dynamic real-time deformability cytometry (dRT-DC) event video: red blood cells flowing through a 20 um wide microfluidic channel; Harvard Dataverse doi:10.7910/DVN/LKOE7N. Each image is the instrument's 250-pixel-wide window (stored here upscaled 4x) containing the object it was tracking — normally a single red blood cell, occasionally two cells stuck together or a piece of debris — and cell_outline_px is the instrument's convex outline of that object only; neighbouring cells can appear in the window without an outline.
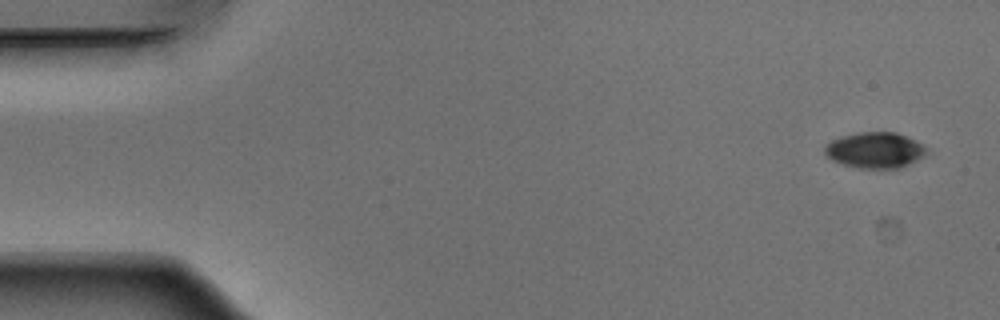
{"species": "Egyptian fruit bat (a non-hibernating species)", "species_latin": "Rousettus aegyptiacus", "temperature_condition": "warm", "stored_images_in_passage": 52, "camera_frame_rate_fps": 3000, "um_per_image_px": 0.085, "animal": {"sex": "male"}, "frame": {"image": 1, "passage_image": 1, "time_ms": 0.0, "image_size_px": [1000, 320], "cell_outline_px": [[924, 152], [920, 156], [896, 168], [860, 168], [844, 164], [832, 160], [824, 152], [824, 144], [840, 136], [860, 132], [896, 132], [920, 144], [924, 148]], "centroid_in_image_um": [74.24, 12.74], "position_along_channel_um": 10.8, "area_um2": 20.46}}
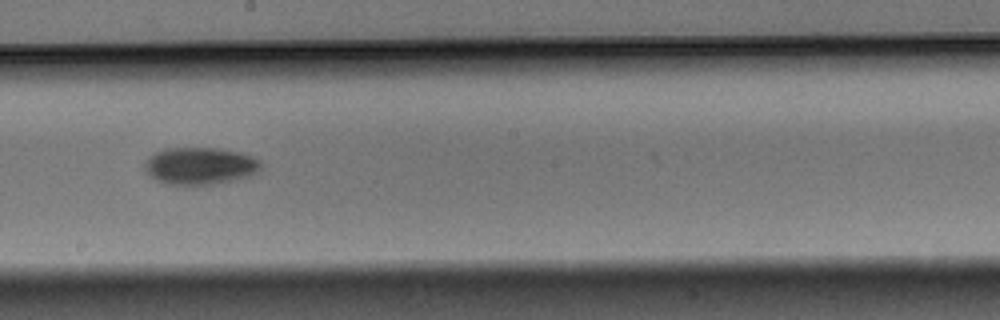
{"frame": {"image": 2, "passage_image": 28, "time_ms": 9.0, "image_size_px": [1000, 320], "cell_outline_px": [[264, 164], [260, 172], [252, 176], [236, 180], [212, 184], [168, 184], [156, 180], [144, 172], [144, 164], [156, 152], [164, 148], [216, 148], [240, 152], [252, 156], [260, 160]], "centroid_in_image_um": [17.07, 14.1], "position_along_channel_um": 231.1, "area_um2": 25.43}}
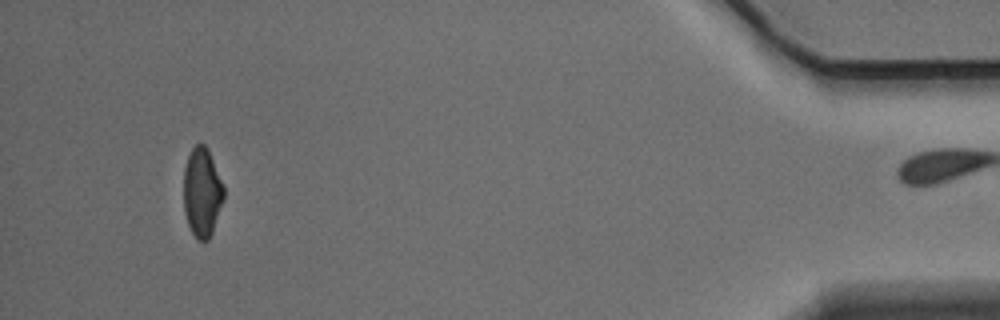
{"frame": {"image": 3, "passage_image": 48, "time_ms": 15.667, "image_size_px": [1000, 320], "cell_outline_px": [[224, 200], [212, 232], [208, 240], [196, 240], [188, 224], [184, 212], [184, 168], [188, 156], [192, 148], [196, 144], [204, 144], [208, 148], [224, 184]], "centroid_in_image_um": [17.19, 16.34], "position_along_channel_um": 418.0, "area_um2": 21.04}, "authors_computed_cell_mechanics": {"area_um2": 23.3223, "velocity_mm_per_s": 3.8745, "shape_relaxation_time_tau1_ms": 2.9303, "shape_relaxation_time_tau2_ms": null, "deformation_change_tau1": 0.1139, "deformation_change_tau2": null}}